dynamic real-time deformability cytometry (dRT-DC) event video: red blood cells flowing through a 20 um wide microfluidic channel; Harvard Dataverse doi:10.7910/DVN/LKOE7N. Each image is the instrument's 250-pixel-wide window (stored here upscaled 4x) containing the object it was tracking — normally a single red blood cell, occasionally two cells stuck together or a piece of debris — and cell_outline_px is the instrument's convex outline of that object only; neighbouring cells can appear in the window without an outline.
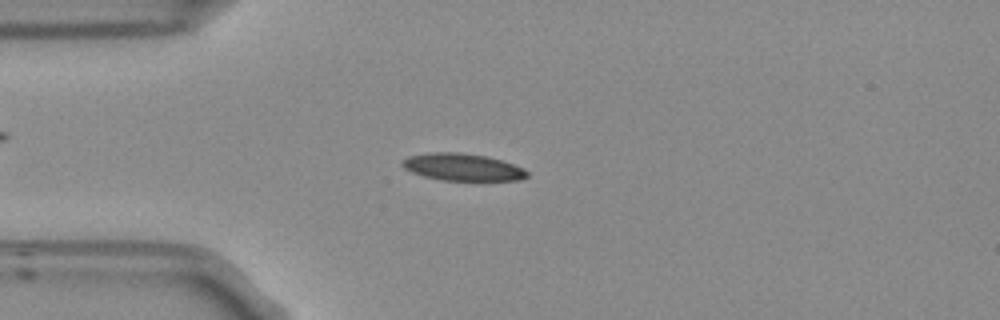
{"species": "Egyptian fruit bat (a non-hibernating species)", "species_latin": "Rousettus aegyptiacus", "temperature_condition": "room temperature", "stored_images_in_passage": 53, "camera_frame_rate_fps": 3000, "um_per_image_px": 0.085, "frame": {"image": 1, "passage_image": 13, "time_ms": 4.0, "image_size_px": [1000, 320], "cell_outline_px": [[528, 176], [520, 180], [440, 180], [424, 176], [412, 172], [404, 168], [400, 164], [400, 160], [408, 156], [432, 152], [460, 152], [484, 156], [500, 160], [524, 168], [528, 172]], "centroid_in_image_um": [39.27, 14.2], "position_along_channel_um": 45.7, "area_um2": 19.71}}
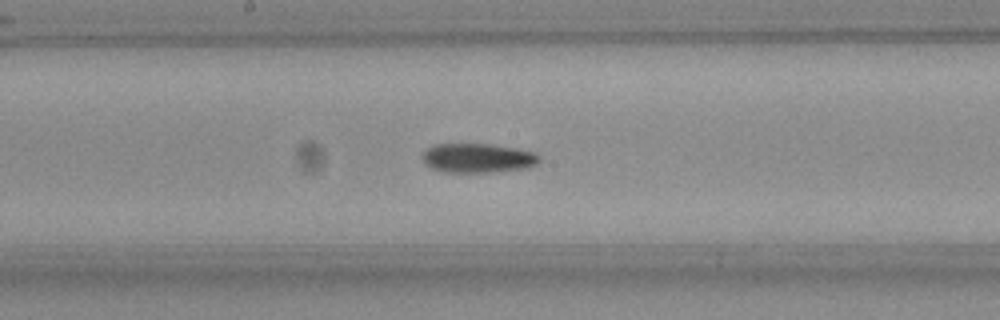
{"frame": {"image": 2, "passage_image": 27, "time_ms": 8.667, "image_size_px": [1000, 320], "cell_outline_px": [[540, 160], [536, 164], [528, 168], [488, 172], [444, 172], [432, 168], [424, 164], [420, 156], [428, 148], [436, 144], [488, 144], [512, 148], [532, 152], [540, 156]], "centroid_in_image_um": [40.56, 13.44], "position_along_channel_um": 207.6, "area_um2": 19.83}}
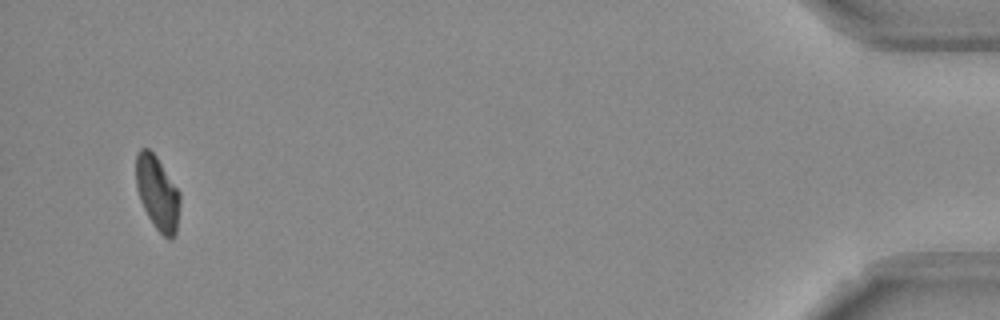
{"frame": {"image": 3, "passage_image": 51, "time_ms": 16.667, "image_size_px": [1000, 320], "cell_outline_px": [[180, 204], [176, 236], [172, 240], [168, 240], [156, 228], [148, 216], [140, 200], [136, 188], [136, 152], [140, 148], [148, 148], [156, 156], [180, 192]], "centroid_in_image_um": [13.39, 16.42], "position_along_channel_um": 421.8, "area_um2": 19.07}, "authors_computed_cell_mechanics": {"area_um2": 19.4208, "velocity_mm_per_s": 3.755, "shape_relaxation_time_tau1_ms": 10.8763, "shape_relaxation_time_tau2_ms": 8.6299, "deformation_change_tau1": 0.2283, "deformation_change_tau2": 0.1406}}